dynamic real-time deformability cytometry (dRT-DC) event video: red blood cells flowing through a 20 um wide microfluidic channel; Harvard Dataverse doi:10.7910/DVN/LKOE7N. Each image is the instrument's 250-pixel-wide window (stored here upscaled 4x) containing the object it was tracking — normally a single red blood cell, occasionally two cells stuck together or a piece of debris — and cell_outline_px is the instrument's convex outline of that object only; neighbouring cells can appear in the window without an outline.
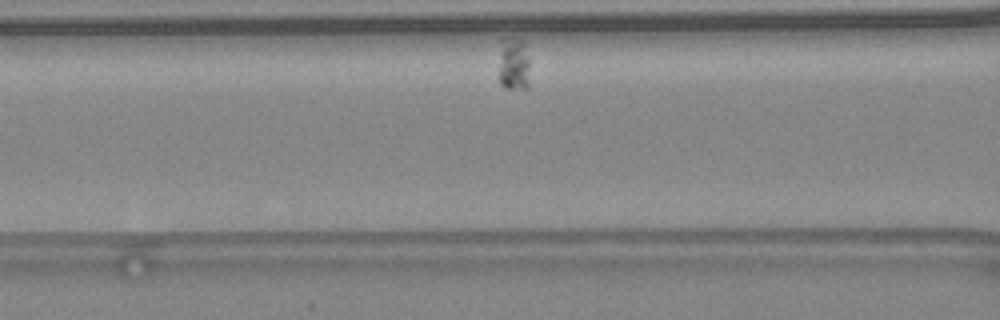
{"species": "common noctule bat (a hibernating species)", "species_latin": "Nyctalus noctula", "temperature_condition": "warm", "stored_images_in_passage": 27, "camera_frame_rate_fps": 3000, "um_per_image_px": 0.085, "animal": {"sex": "female", "body_mass_g": 24.6, "forearm_length_mm": 56.2}, "frame": {"image": 1, "passage_image": 5, "time_ms": 1.333, "image_size_px": [1000, 320], "cell_outline_px": [[528, 88], [504, 88], [500, 84], [496, 76], [500, 40], [504, 36], [520, 36], [524, 40], [528, 60]], "centroid_in_image_um": [43.58, 5.36], "position_along_channel_um": 123.0, "area_um2": 10.58}}